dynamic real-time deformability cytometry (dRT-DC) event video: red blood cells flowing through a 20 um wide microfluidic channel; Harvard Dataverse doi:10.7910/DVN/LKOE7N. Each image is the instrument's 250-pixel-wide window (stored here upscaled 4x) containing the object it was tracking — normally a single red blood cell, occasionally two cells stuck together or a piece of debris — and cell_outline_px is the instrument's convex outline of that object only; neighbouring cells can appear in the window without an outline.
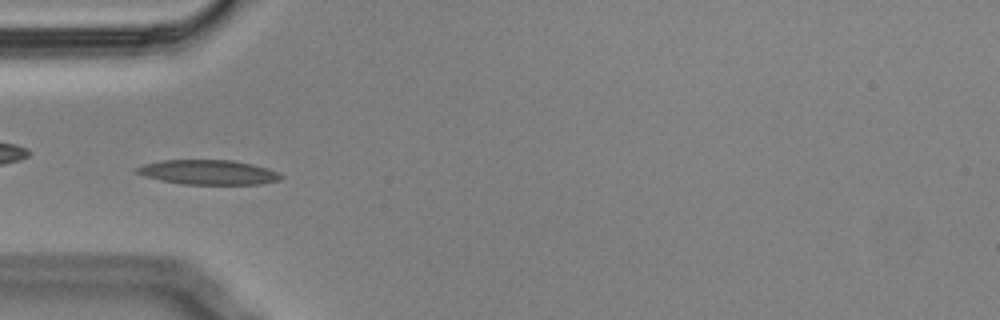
{"species": "Egyptian fruit bat (a non-hibernating species)", "species_latin": "Rousettus aegyptiacus", "temperature_condition": "cold", "stored_images_in_passage": 58, "segment_of_instrument_passage": [1, 2], "camera_frame_rate_fps": 3000, "um_per_image_px": 0.085, "animal": {"sex": "male"}, "frame": {"image": 1, "passage_image": 18, "time_ms": 5.667, "image_size_px": [1000, 320], "cell_outline_px": [[284, 176], [280, 180], [260, 184], [180, 184], [160, 180], [144, 176], [136, 172], [136, 168], [144, 164], [164, 160], [232, 160], [252, 164], [268, 168]], "centroid_in_image_um": [17.71, 14.64], "position_along_channel_um": 67.3, "area_um2": 20.63}}
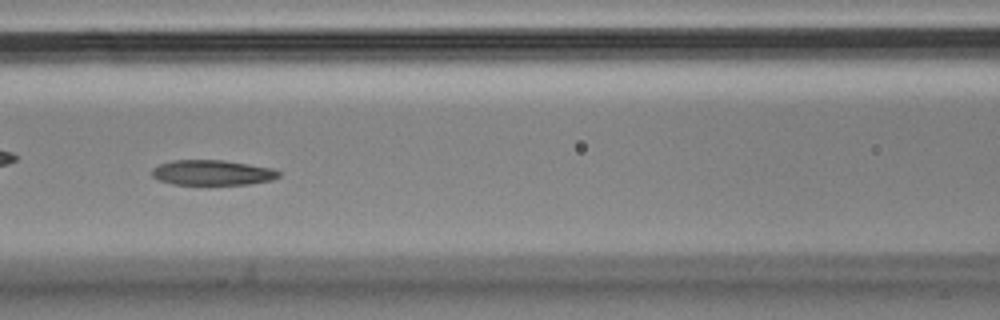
{"frame": {"image": 2, "passage_image": 25, "time_ms": 8.0, "image_size_px": [1000, 320], "cell_outline_px": [[280, 176], [272, 180], [248, 184], [172, 184], [160, 180], [152, 176], [152, 168], [160, 164], [172, 160], [224, 160], [272, 168], [280, 172]], "centroid_in_image_um": [18.05, 14.67], "position_along_channel_um": 148.6, "area_um2": 18.5}}
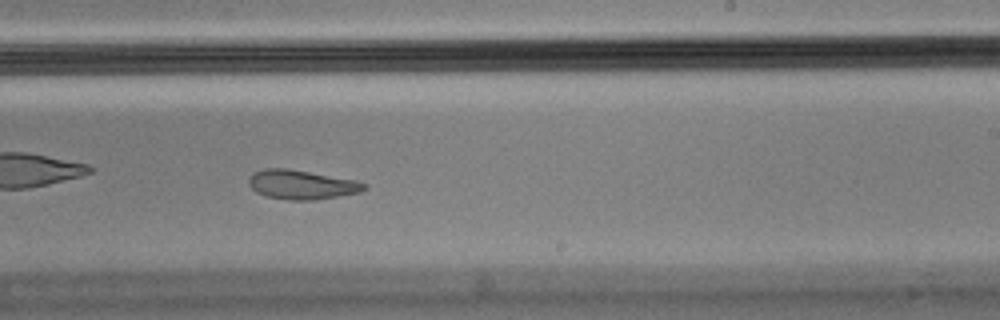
{"frame": {"image": 3, "passage_image": 35, "time_ms": 11.333, "image_size_px": [1000, 320], "cell_outline_px": [[368, 188], [360, 192], [340, 196], [316, 200], [288, 200], [264, 196], [256, 192], [248, 184], [248, 176], [252, 172], [264, 168], [288, 168], [356, 180], [368, 184]], "centroid_in_image_um": [25.62, 15.69], "position_along_channel_um": 263.4, "area_um2": 20.06}}